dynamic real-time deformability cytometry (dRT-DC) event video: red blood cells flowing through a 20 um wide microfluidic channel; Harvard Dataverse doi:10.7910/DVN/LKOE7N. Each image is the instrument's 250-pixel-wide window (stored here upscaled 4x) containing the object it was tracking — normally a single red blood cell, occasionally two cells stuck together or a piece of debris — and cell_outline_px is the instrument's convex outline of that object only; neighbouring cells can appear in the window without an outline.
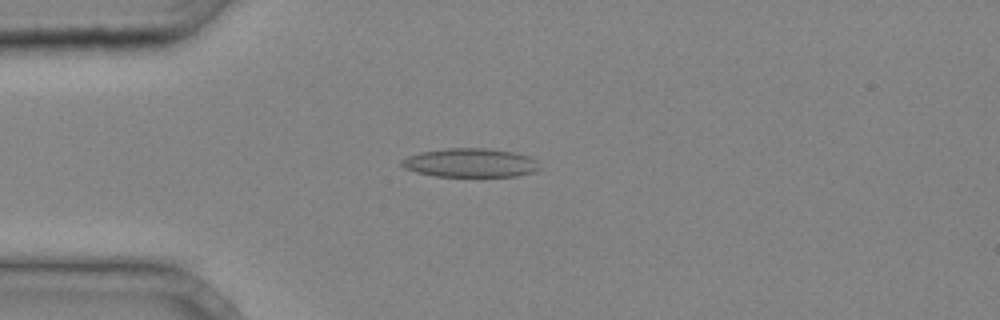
{"species": "common noctule bat (a hibernating species)", "species_latin": "Nyctalus noctula", "temperature_condition": "cold", "stored_images_in_passage": 37, "camera_frame_rate_fps": 3000, "um_per_image_px": 0.085, "animal": {"sex": "male", "body_mass_g": 20.4}, "frame": {"image": 1, "passage_image": 9, "time_ms": 2.667, "image_size_px": [1000, 320], "cell_outline_px": [[540, 168], [536, 172], [516, 176], [436, 176], [416, 172], [404, 168], [400, 164], [400, 160], [408, 156], [420, 152], [444, 148], [488, 148], [516, 152], [528, 156], [536, 160]], "centroid_in_image_um": [39.98, 13.83], "position_along_channel_um": 45.0, "area_um2": 23.35}}
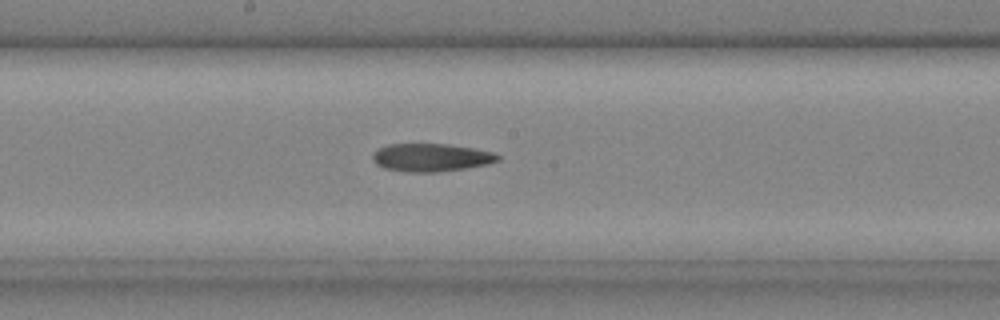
{"frame": {"image": 2, "passage_image": 20, "time_ms": 6.333, "image_size_px": [1000, 320], "cell_outline_px": [[500, 160], [488, 164], [464, 168], [436, 172], [408, 172], [384, 168], [376, 164], [372, 160], [372, 156], [380, 148], [388, 144], [448, 144], [476, 148], [492, 152], [500, 156]], "centroid_in_image_um": [36.66, 13.38], "position_along_channel_um": 211.5, "area_um2": 20.35}}
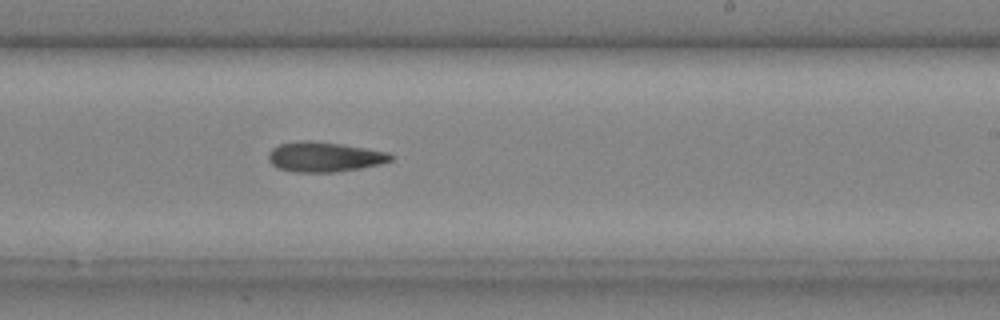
{"frame": {"image": 3, "passage_image": 23, "time_ms": 7.333, "image_size_px": [1000, 320], "cell_outline_px": [[396, 156], [392, 160], [380, 164], [360, 168], [336, 172], [296, 172], [276, 168], [268, 160], [268, 152], [272, 148], [280, 144], [308, 140], [312, 140], [368, 148], [388, 152]], "centroid_in_image_um": [27.58, 13.34], "position_along_channel_um": 261.4, "area_um2": 21.44}}